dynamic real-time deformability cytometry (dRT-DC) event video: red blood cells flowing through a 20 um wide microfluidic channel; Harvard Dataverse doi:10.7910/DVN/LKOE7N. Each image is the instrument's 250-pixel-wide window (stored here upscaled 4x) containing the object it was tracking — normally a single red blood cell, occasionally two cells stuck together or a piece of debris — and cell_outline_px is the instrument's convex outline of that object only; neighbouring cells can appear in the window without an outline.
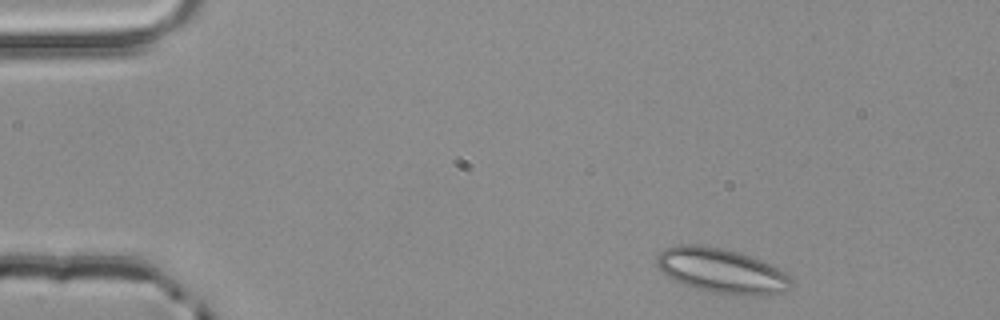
{"species": "common noctule bat (a hibernating species)", "species_latin": "Nyctalus noctula", "temperature_condition": "room temperature", "stored_images_in_passage": 3, "camera_frame_rate_fps": 3000, "um_per_image_px": 0.085, "animal": {"sex": "male", "body_mass_g": 20.4}, "frame": {"image": 1, "passage_image": 1, "time_ms": 0.0, "image_size_px": [1000, 320], "cell_outline_px": [[792, 284], [784, 292], [772, 296], [740, 296], [712, 292], [696, 288], [672, 280], [656, 264], [656, 256], [660, 252], [676, 244], [700, 244], [724, 248], [740, 252], [752, 256], [784, 272], [792, 280]], "centroid_in_image_um": [61.35, 23.02], "position_along_channel_um": 23.6, "area_um2": 35.37}}